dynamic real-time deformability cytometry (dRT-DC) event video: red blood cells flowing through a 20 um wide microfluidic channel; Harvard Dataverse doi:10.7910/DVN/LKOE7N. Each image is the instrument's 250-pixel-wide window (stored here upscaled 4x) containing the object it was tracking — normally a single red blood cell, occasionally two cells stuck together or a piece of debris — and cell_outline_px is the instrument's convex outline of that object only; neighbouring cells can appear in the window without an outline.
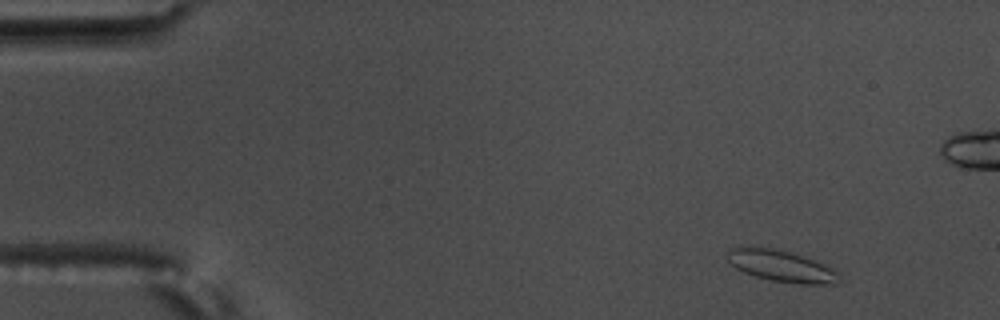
{"species": "common noctule bat (a hibernating species)", "species_latin": "Nyctalus noctula", "temperature_condition": "warm", "stored_images_in_passage": 6, "camera_frame_rate_fps": 3000, "um_per_image_px": 0.085, "animal": {"sex": "male", "body_mass_g": 17.5, "forearm_length_mm": 52.3}, "frame": {"image": 1, "passage_image": 2, "time_ms": 0.333, "image_size_px": [1000, 320], "cell_outline_px": [[840, 280], [836, 284], [800, 284], [772, 280], [756, 276], [744, 272], [736, 268], [728, 260], [728, 252], [732, 248], [776, 248], [812, 260], [840, 272]], "centroid_in_image_um": [66.46, 22.64], "position_along_channel_um": 18.5, "area_um2": 19.88}}